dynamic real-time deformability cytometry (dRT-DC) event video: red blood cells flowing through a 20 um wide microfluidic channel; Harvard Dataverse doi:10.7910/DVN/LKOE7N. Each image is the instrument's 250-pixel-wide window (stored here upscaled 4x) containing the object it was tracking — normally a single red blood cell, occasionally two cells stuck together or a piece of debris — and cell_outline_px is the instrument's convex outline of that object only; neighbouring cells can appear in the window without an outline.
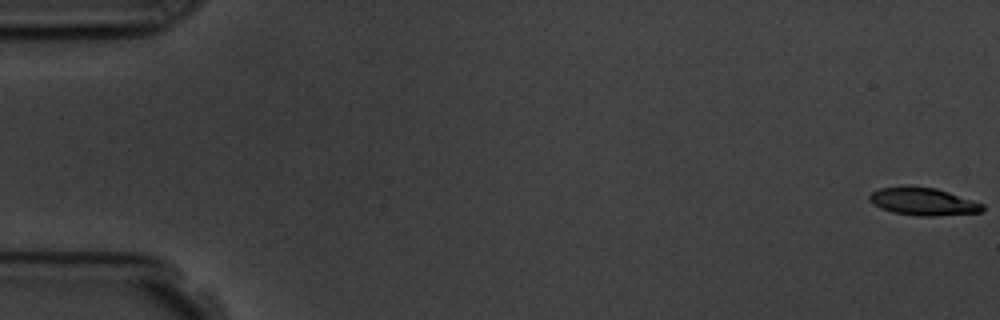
{"species": "common noctule bat (a hibernating species)", "species_latin": "Nyctalus noctula", "temperature_condition": "room temperature", "stored_images_in_passage": 4, "camera_frame_rate_fps": 3000, "um_per_image_px": 0.085, "animal": {"sex": "male", "body_mass_g": 19.5, "forearm_length_mm": 54.6}, "frame": {"image": 1, "passage_image": 1, "time_ms": 0.0, "image_size_px": [1000, 320], "cell_outline_px": [[984, 212], [936, 216], [916, 216], [892, 212], [880, 208], [872, 204], [868, 200], [868, 196], [872, 192], [880, 188], [908, 184], [936, 188], [984, 204]], "centroid_in_image_um": [78.42, 17.12], "position_along_channel_um": 6.6, "area_um2": 18.67}}
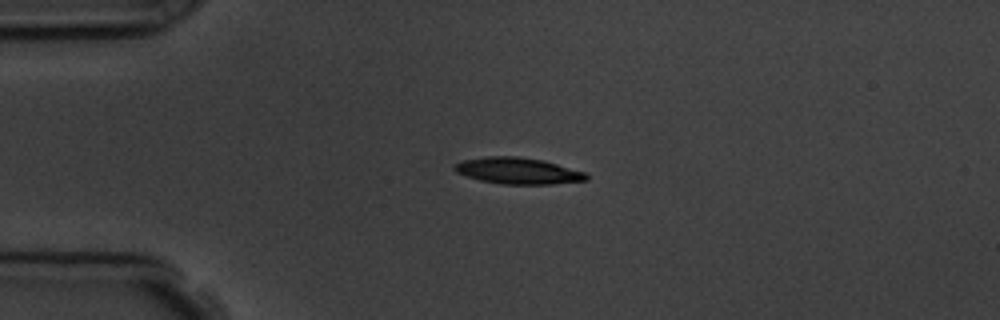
{"frame": {"image": 2, "passage_image": 4, "time_ms": 4.333, "image_size_px": [1000, 320], "cell_outline_px": [[588, 180], [552, 184], [504, 184], [480, 180], [456, 172], [452, 168], [452, 164], [464, 160], [488, 156], [516, 156], [544, 160], [584, 172], [588, 176]], "centroid_in_image_um": [44.01, 14.51], "position_along_channel_um": 41.0, "area_um2": 20.17}}